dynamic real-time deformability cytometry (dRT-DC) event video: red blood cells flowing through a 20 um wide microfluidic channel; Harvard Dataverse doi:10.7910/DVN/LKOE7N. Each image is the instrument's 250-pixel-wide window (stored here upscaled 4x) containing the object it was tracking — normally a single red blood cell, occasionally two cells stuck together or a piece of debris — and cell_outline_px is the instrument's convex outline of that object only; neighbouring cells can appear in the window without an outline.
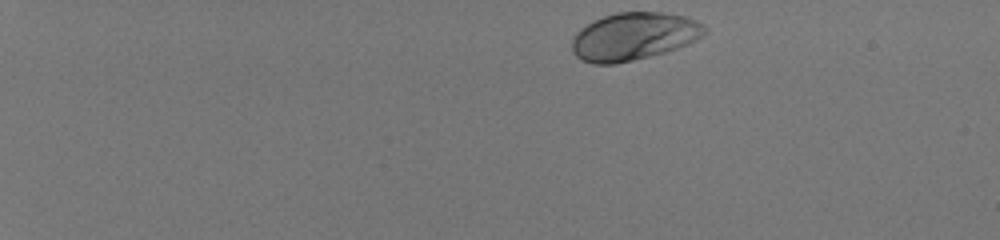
{"species": "human", "species_latin": "Homo sapiens", "temperature_condition": "room temperature", "stored_images_in_passage": 45, "camera_frame_rate_fps": 3000, "um_per_image_px": 0.085, "donor": {"sex": "male"}, "frame": {"image": 1, "passage_image": 1, "time_ms": 0.0, "image_size_px": [1000, 240], "cell_outline_px": [[708, 32], [696, 40], [688, 44], [664, 52], [616, 64], [592, 64], [580, 60], [572, 52], [572, 36], [580, 28], [592, 20], [616, 12], [664, 12], [684, 16], [696, 20], [704, 24], [708, 28]], "centroid_in_image_um": [53.86, 3.08], "position_along_channel_um": 31.1, "area_um2": 37.22}}
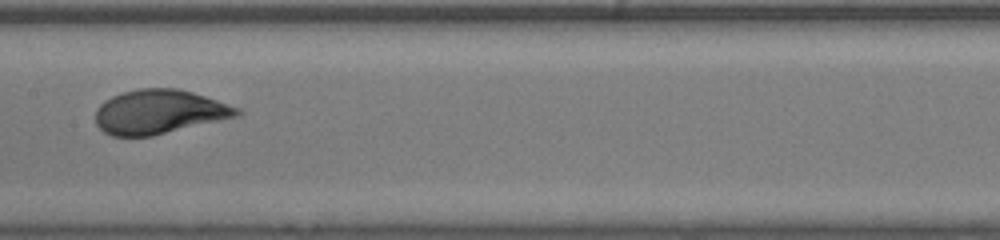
{"frame": {"image": 2, "passage_image": 24, "time_ms": 7.667, "image_size_px": [1000, 240], "cell_outline_px": [[244, 112], [240, 116], [152, 136], [112, 136], [104, 132], [96, 124], [96, 108], [104, 100], [112, 96], [124, 92], [140, 88], [176, 88], [192, 92], [240, 108]], "centroid_in_image_um": [13.54, 9.51], "position_along_channel_um": 193.9, "area_um2": 36.47}}
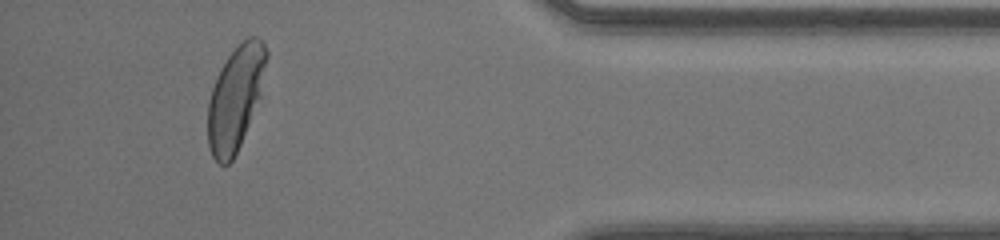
{"frame": {"image": 3, "passage_image": 42, "time_ms": 13.667, "image_size_px": [1000, 240], "cell_outline_px": [[268, 56], [260, 100], [240, 144], [232, 160], [228, 164], [220, 164], [212, 156], [208, 144], [208, 100], [212, 88], [220, 68], [228, 56], [248, 36], [256, 36], [264, 44], [268, 52]], "centroid_in_image_um": [20.03, 8.32], "position_along_channel_um": 415.2, "area_um2": 35.43}, "authors_computed_cell_mechanics": {"area_um2": 36.1828, "velocity_mm_per_s": 4.0943, "shape_relaxation_time_tau1_ms": 2.2919, "shape_relaxation_time_tau2_ms": null, "deformation_change_tau1": 0.1685, "deformation_change_tau2": null}}